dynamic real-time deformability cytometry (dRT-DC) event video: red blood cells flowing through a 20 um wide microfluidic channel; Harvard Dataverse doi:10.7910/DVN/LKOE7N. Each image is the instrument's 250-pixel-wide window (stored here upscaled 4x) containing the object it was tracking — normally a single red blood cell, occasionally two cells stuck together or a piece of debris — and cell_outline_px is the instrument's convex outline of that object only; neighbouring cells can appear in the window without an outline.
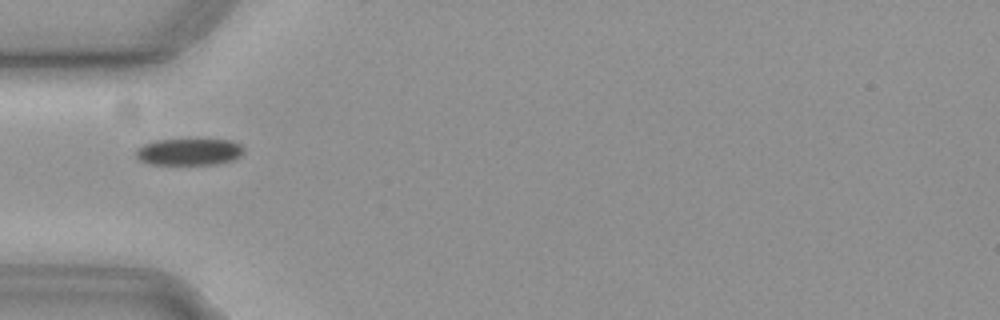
{"species": "common noctule bat (a hibernating species)", "species_latin": "Nyctalus noctula", "temperature_condition": "cold", "stored_images_in_passage": 40, "camera_frame_rate_fps": 3000, "um_per_image_px": 0.085, "animal": {"sex": "female", "body_mass_g": 19.3, "forearm_length_mm": 54.1}, "frame": {"image": 1, "passage_image": 1, "time_ms": 0.0, "image_size_px": [1000, 320], "cell_outline_px": [[244, 152], [240, 156], [232, 160], [216, 164], [148, 164], [140, 160], [136, 156], [136, 148], [144, 144], [156, 140], [232, 140], [240, 144], [244, 148]], "centroid_in_image_um": [16.07, 12.91], "position_along_channel_um": 68.9, "area_um2": 16.76}}
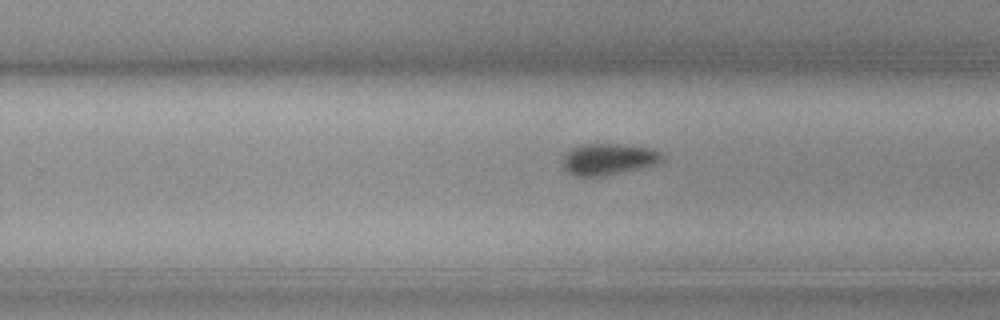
{"frame": {"image": 2, "passage_image": 18, "time_ms": 5.667, "image_size_px": [1000, 320], "cell_outline_px": [[660, 160], [652, 164], [604, 176], [572, 176], [564, 168], [564, 152], [580, 144], [620, 144], [652, 148], [660, 152]], "centroid_in_image_um": [51.62, 13.51], "position_along_channel_um": 278.2, "area_um2": 17.8}}
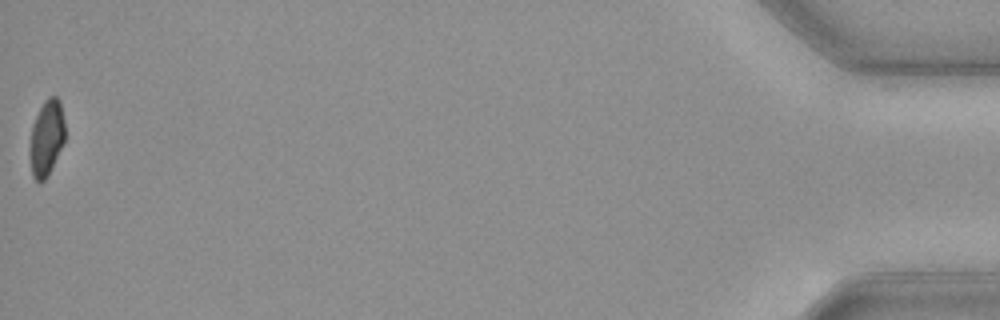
{"frame": {"image": 3, "passage_image": 39, "time_ms": 12.667, "image_size_px": [1000, 320], "cell_outline_px": [[64, 140], [44, 180], [36, 180], [32, 176], [32, 124], [44, 100], [48, 96], [56, 96], [60, 100], [64, 120]], "centroid_in_image_um": [3.98, 11.6], "position_along_channel_um": 431.2, "area_um2": 14.57}}